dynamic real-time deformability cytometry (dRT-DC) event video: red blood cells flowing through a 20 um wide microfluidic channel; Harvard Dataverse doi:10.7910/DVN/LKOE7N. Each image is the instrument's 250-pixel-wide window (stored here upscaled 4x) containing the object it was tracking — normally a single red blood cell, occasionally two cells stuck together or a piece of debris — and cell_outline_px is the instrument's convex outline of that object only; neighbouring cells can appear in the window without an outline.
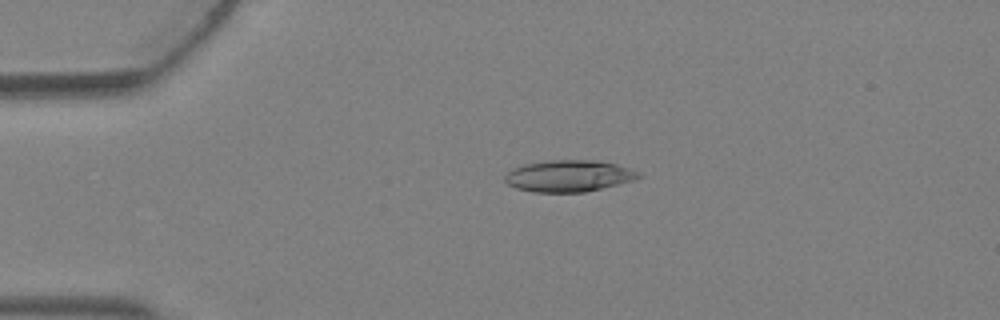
{"species": "Egyptian fruit bat (a non-hibernating species)", "species_latin": "Rousettus aegyptiacus", "temperature_condition": "warm", "stored_images_in_passage": 5, "camera_frame_rate_fps": 3000, "um_per_image_px": 0.085, "animal": {"sex": "female"}, "frame": {"image": 1, "passage_image": 3, "time_ms": 0.667, "image_size_px": [1000, 320], "cell_outline_px": [[644, 176], [632, 180], [584, 192], [532, 192], [516, 188], [508, 184], [504, 180], [504, 176], [508, 172], [524, 164], [552, 160], [592, 160], [616, 164], [640, 172]], "centroid_in_image_um": [48.34, 14.95], "position_along_channel_um": 36.7, "area_um2": 24.33}}
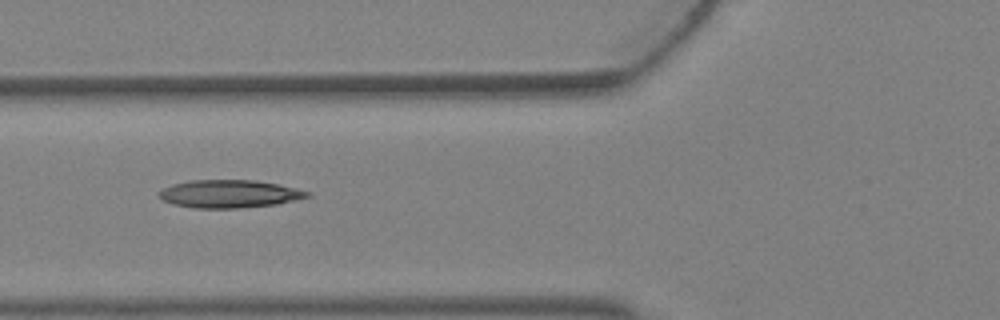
{"frame": {"image": 2, "passage_image": 5, "time_ms": 1.333, "image_size_px": [1000, 320], "cell_outline_px": [[312, 196], [296, 200], [276, 204], [240, 208], [192, 208], [172, 204], [164, 200], [156, 192], [172, 184], [192, 180], [252, 180], [276, 184], [296, 188], [308, 192]], "centroid_in_image_um": [19.47, 16.48], "position_along_channel_um": 106.3, "area_um2": 23.99}}